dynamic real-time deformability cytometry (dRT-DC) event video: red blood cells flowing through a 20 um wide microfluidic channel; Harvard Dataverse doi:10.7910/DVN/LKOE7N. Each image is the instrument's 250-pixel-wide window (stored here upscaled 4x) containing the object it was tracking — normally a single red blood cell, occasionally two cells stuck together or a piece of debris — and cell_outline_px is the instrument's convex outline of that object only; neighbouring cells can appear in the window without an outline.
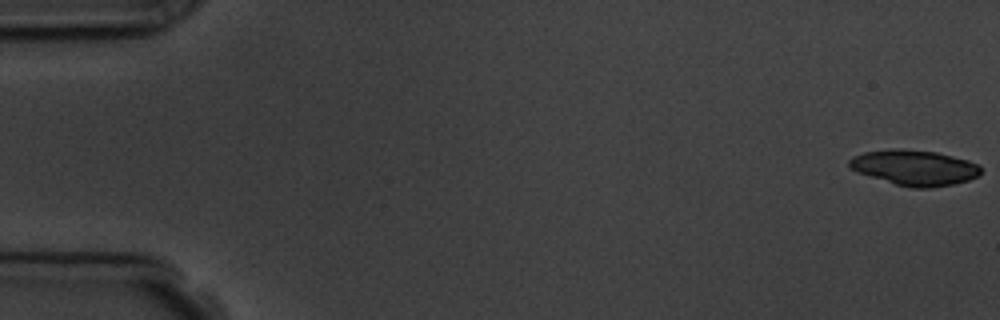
{"species": "common noctule bat (a hibernating species)", "species_latin": "Nyctalus noctula", "temperature_condition": "room temperature", "stored_images_in_passage": 5, "camera_frame_rate_fps": 3000, "um_per_image_px": 0.085, "animal": {"sex": "male", "body_mass_g": 19.5, "forearm_length_mm": 54.6}, "frame": {"image": 1, "passage_image": 1, "time_ms": 0.0, "image_size_px": [1000, 320], "cell_outline_px": [[980, 176], [968, 180], [952, 184], [932, 188], [912, 188], [896, 184], [856, 172], [848, 168], [848, 160], [852, 156], [864, 152], [892, 148], [900, 148], [936, 152], [968, 160], [976, 164], [980, 168]], "centroid_in_image_um": [77.69, 14.24], "position_along_channel_um": 7.3, "area_um2": 27.22}}